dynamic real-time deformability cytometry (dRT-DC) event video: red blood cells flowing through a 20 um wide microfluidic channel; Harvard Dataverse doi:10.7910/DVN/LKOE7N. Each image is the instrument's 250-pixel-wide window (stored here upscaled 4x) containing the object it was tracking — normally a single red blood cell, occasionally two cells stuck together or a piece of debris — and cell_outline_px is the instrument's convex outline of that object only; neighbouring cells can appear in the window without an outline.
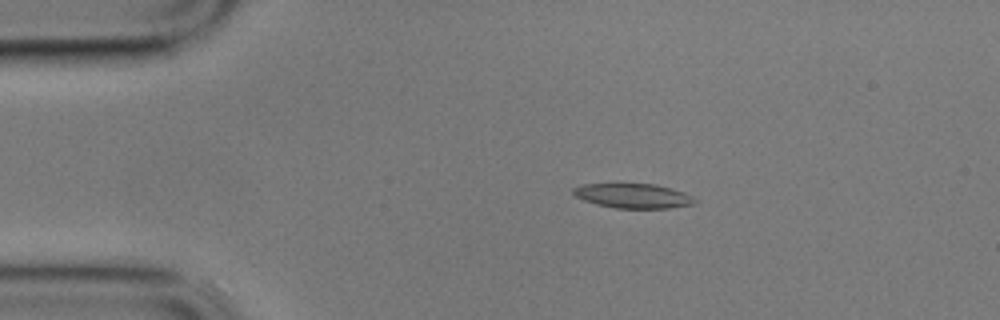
{"species": "common noctule bat (a hibernating species)", "species_latin": "Nyctalus noctula", "temperature_condition": "cold", "stored_images_in_passage": 11, "camera_frame_rate_fps": 3000, "um_per_image_px": 0.085, "animal": {"sex": "male", "body_mass_g": 17.9}, "frame": {"image": 1, "passage_image": 2, "time_ms": 0.333, "image_size_px": [1000, 320], "cell_outline_px": [[696, 204], [668, 208], [616, 208], [596, 204], [584, 200], [576, 196], [572, 192], [572, 188], [584, 184], [656, 184], [672, 188], [684, 192], [692, 196], [696, 200]], "centroid_in_image_um": [53.84, 16.64], "position_along_channel_um": 31.2, "area_um2": 17.4}}
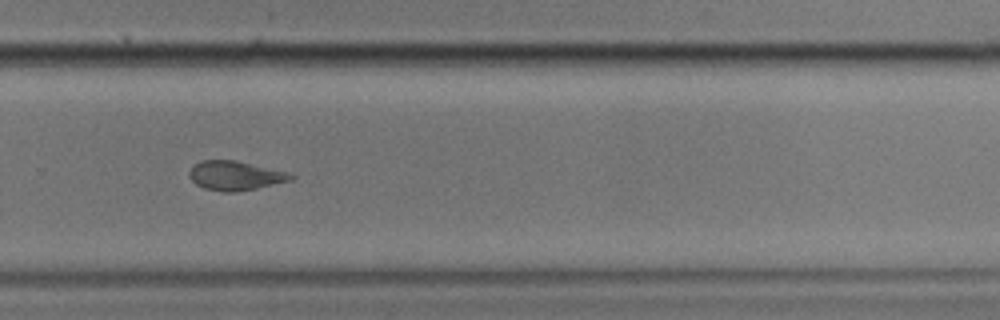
{"frame": {"image": 2, "passage_image": 10, "time_ms": 3.0, "image_size_px": [1000, 320], "cell_outline_px": [[296, 176], [292, 180], [256, 188], [236, 192], [224, 192], [204, 188], [196, 184], [188, 176], [188, 172], [192, 164], [200, 160], [236, 160], [288, 172]], "centroid_in_image_um": [19.96, 14.92], "position_along_channel_um": 309.8, "area_um2": 17.46}}
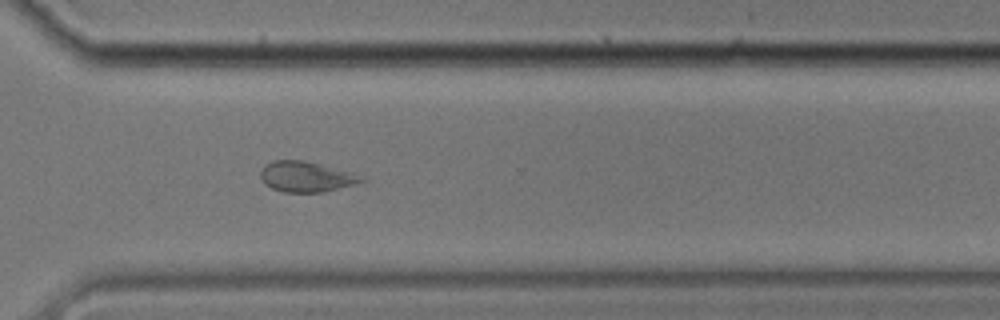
{"frame": {"image": 3, "passage_image": 11, "time_ms": 3.333, "image_size_px": [1000, 320], "cell_outline_px": [[368, 180], [356, 184], [324, 192], [284, 192], [272, 188], [260, 176], [260, 168], [272, 160], [304, 160], [364, 176]], "centroid_in_image_um": [26.04, 15.02], "position_along_channel_um": 344.6, "area_um2": 17.8}}